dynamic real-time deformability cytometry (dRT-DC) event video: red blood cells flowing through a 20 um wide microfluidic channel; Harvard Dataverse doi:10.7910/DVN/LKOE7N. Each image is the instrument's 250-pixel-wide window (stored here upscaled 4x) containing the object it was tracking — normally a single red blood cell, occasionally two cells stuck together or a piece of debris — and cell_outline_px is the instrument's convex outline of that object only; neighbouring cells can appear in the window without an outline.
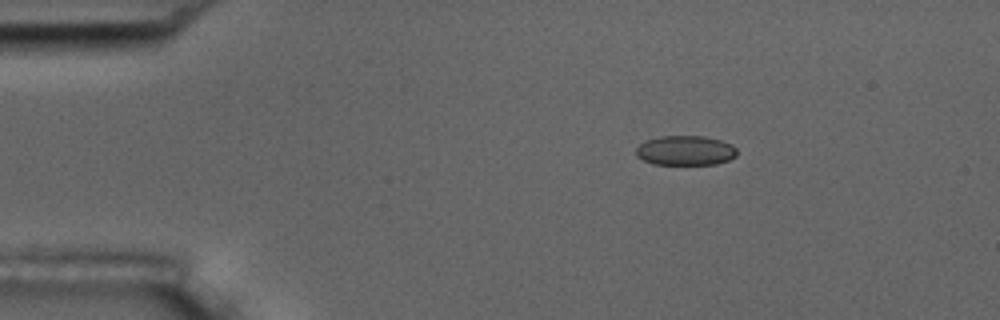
{"species": "common noctule bat (a hibernating species)", "species_latin": "Nyctalus noctula", "temperature_condition": "room temperature", "stored_images_in_passage": 4, "camera_frame_rate_fps": 3000, "um_per_image_px": 0.085, "animal": {"sex": "male", "body_mass_g": 17.5, "forearm_length_mm": 52.3}, "frame": {"image": 1, "passage_image": 1, "time_ms": 0.0, "image_size_px": [1000, 320], "cell_outline_px": [[736, 156], [728, 160], [716, 164], [652, 164], [636, 156], [636, 148], [644, 140], [660, 136], [704, 136], [720, 140], [732, 144], [736, 148]], "centroid_in_image_um": [58.24, 12.79], "position_along_channel_um": 26.8, "area_um2": 17.51}}